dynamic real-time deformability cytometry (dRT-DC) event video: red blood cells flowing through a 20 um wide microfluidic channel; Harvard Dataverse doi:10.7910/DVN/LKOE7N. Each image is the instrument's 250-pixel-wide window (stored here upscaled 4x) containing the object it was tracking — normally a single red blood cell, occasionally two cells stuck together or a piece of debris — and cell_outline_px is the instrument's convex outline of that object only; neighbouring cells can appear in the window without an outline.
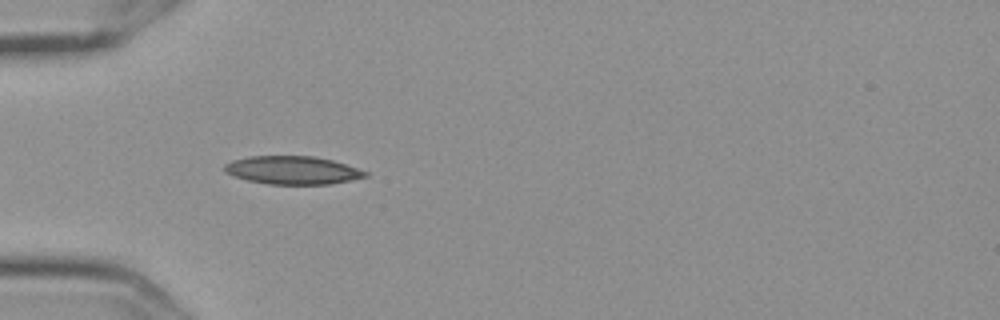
{"species": "Egyptian fruit bat (a non-hibernating species)", "species_latin": "Rousettus aegyptiacus", "temperature_condition": "cold", "stored_images_in_passage": 9, "camera_frame_rate_fps": 3000, "um_per_image_px": 0.085, "frame": {"image": 1, "passage_image": 6, "time_ms": 1.667, "image_size_px": [1000, 320], "cell_outline_px": [[368, 176], [328, 184], [268, 184], [248, 180], [232, 176], [224, 172], [224, 164], [232, 160], [248, 156], [312, 156], [332, 160], [368, 172]], "centroid_in_image_um": [24.8, 14.46], "position_along_channel_um": 60.2, "area_um2": 22.95}}